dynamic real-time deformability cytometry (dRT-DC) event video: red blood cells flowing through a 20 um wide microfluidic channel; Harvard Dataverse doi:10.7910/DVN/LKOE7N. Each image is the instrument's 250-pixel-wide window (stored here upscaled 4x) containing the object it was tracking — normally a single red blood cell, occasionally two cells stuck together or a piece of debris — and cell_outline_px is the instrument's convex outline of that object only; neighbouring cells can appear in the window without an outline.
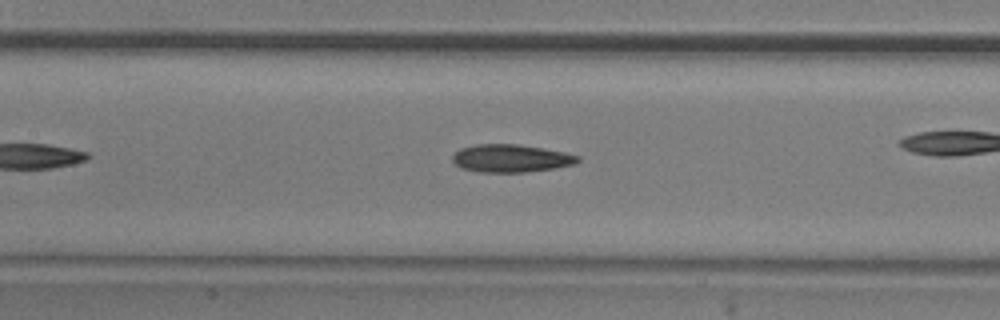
{"species": "common noctule bat (a hibernating species)", "species_latin": "Nyctalus noctula", "temperature_condition": "room temperature", "stored_images_in_passage": 30, "camera_frame_rate_fps": 3000, "um_per_image_px": 0.085, "animal": {"sex": "male", "body_mass_g": 20.5, "forearm_length_mm": 52.5}, "frame": {"image": 1, "passage_image": 13, "time_ms": 4.0, "image_size_px": [1000, 320], "cell_outline_px": [[580, 160], [576, 164], [552, 168], [524, 172], [480, 172], [460, 168], [452, 160], [452, 156], [460, 148], [476, 144], [516, 144], [564, 152], [580, 156]], "centroid_in_image_um": [43.41, 13.46], "position_along_channel_um": 164.0, "area_um2": 20.17}}